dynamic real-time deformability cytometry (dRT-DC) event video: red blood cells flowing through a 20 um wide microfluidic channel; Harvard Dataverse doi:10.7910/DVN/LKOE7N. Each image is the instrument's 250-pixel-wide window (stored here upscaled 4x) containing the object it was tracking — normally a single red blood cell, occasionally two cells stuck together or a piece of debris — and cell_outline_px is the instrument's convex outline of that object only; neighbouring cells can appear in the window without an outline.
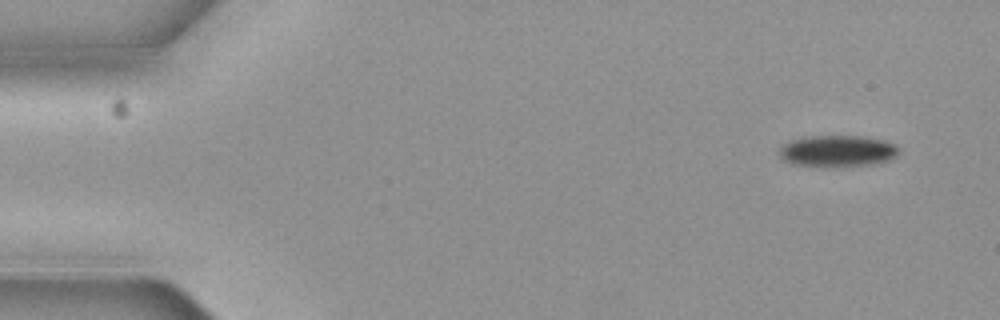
{"species": "common noctule bat (a hibernating species)", "species_latin": "Nyctalus noctula", "temperature_condition": "cold", "stored_images_in_passage": 5, "camera_frame_rate_fps": 3000, "um_per_image_px": 0.085, "animal": {"sex": "female", "body_mass_g": 19.3, "forearm_length_mm": 54.1}, "frame": {"image": 1, "passage_image": 1, "time_ms": 0.0, "image_size_px": [1000, 320], "cell_outline_px": [[900, 148], [896, 156], [888, 160], [876, 164], [832, 168], [820, 168], [792, 164], [780, 160], [776, 152], [780, 144], [788, 140], [804, 136], [864, 136], [884, 140], [896, 144]], "centroid_in_image_um": [71.08, 12.86], "position_along_channel_um": 13.9, "area_um2": 23.18}}
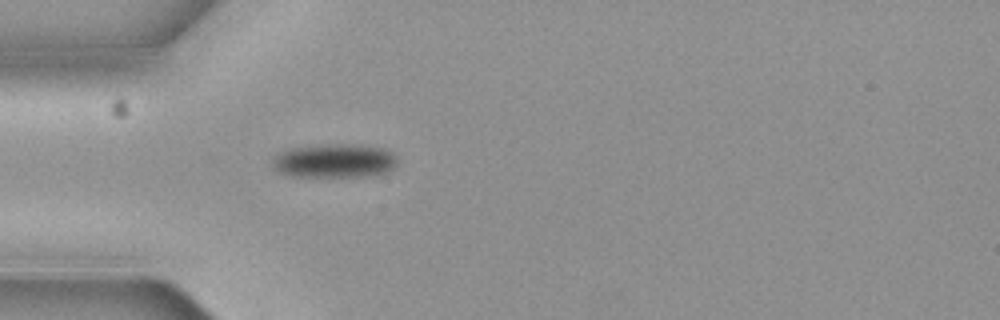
{"frame": {"image": 2, "passage_image": 5, "time_ms": 1.333, "image_size_px": [1000, 320], "cell_outline_px": [[396, 164], [392, 168], [384, 172], [364, 176], [288, 176], [280, 172], [276, 168], [272, 160], [276, 156], [292, 148], [336, 144], [340, 144], [384, 148], [392, 152], [396, 156]], "centroid_in_image_um": [28.45, 13.68], "position_along_channel_um": 56.5, "area_um2": 23.87}}